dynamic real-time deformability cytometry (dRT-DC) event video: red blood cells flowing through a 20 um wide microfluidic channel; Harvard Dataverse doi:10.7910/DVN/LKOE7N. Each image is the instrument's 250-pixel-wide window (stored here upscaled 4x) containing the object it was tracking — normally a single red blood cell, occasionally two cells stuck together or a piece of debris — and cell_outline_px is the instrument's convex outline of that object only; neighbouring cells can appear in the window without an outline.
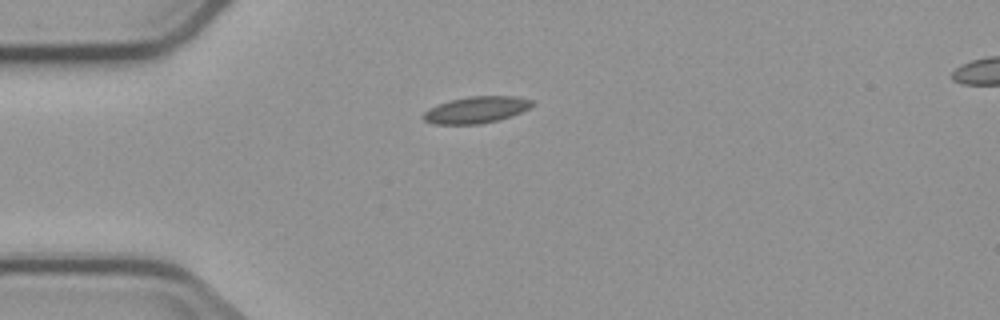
{"species": "common noctule bat (a hibernating species)", "species_latin": "Nyctalus noctula", "temperature_condition": "cold", "stored_images_in_passage": 6, "camera_frame_rate_fps": 3000, "um_per_image_px": 0.085, "animal": {"sex": "male", "body_mass_g": 23.1, "forearm_length_mm": 52.7}, "frame": {"image": 1, "passage_image": 6, "time_ms": 7.333, "image_size_px": [1000, 320], "cell_outline_px": [[536, 104], [512, 116], [500, 120], [480, 124], [432, 124], [424, 120], [420, 116], [428, 108], [452, 100], [468, 96], [516, 96], [532, 100]], "centroid_in_image_um": [40.48, 9.34], "position_along_channel_um": 44.5, "area_um2": 16.99}}